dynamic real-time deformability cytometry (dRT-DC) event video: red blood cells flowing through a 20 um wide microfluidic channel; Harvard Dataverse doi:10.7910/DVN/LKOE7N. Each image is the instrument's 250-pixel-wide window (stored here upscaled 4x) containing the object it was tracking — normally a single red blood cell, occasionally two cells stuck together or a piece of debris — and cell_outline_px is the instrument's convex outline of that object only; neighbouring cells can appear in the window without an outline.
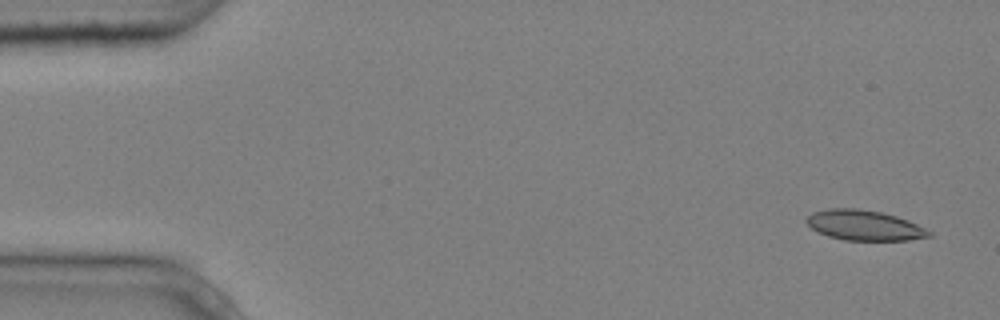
{"species": "common noctule bat (a hibernating species)", "species_latin": "Nyctalus noctula", "temperature_condition": "cold", "stored_images_in_passage": 7, "camera_frame_rate_fps": 3000, "um_per_image_px": 0.085, "animal": {"sex": "male", "body_mass_g": 20.4}, "frame": {"image": 1, "passage_image": 1, "time_ms": 0.0, "image_size_px": [1000, 320], "cell_outline_px": [[932, 236], [908, 240], [844, 240], [828, 236], [812, 228], [804, 220], [812, 212], [828, 208], [856, 208], [880, 212], [896, 216], [908, 220], [932, 232]], "centroid_in_image_um": [73.45, 19.15], "position_along_channel_um": 11.5, "area_um2": 21.44}}
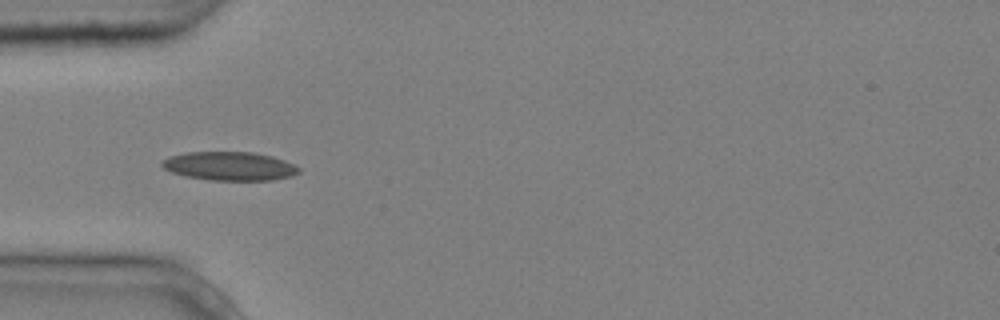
{"frame": {"image": 2, "passage_image": 5, "time_ms": 1.333, "image_size_px": [1000, 320], "cell_outline_px": [[300, 172], [292, 176], [272, 180], [208, 180], [184, 176], [172, 172], [164, 168], [160, 164], [160, 160], [168, 156], [184, 152], [252, 152], [272, 156], [284, 160], [300, 168]], "centroid_in_image_um": [19.47, 14.11], "position_along_channel_um": 65.5, "area_um2": 23.06}}